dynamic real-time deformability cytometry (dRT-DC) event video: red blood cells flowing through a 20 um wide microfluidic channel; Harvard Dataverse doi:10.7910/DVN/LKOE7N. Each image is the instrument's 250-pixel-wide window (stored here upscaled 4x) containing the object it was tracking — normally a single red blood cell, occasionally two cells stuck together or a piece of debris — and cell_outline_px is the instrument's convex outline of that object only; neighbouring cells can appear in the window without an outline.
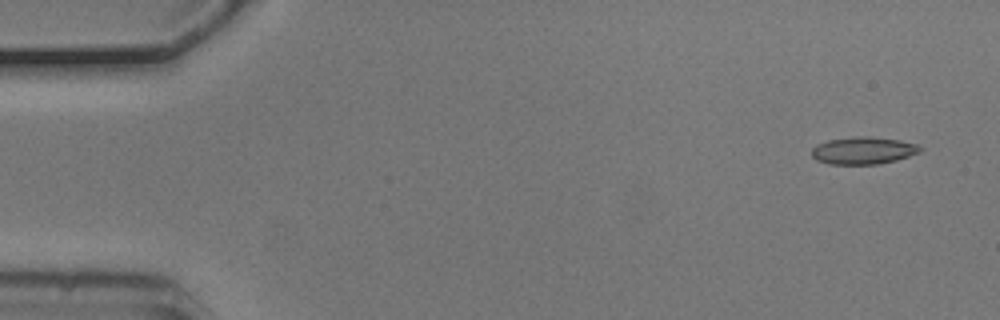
{"species": "common noctule bat (a hibernating species)", "species_latin": "Nyctalus noctula", "temperature_condition": "cold", "stored_images_in_passage": 7, "camera_frame_rate_fps": 3000, "um_per_image_px": 0.085, "animal": {"sex": "male", "body_mass_g": 20.5, "forearm_length_mm": 52.5}, "frame": {"image": 1, "passage_image": 1, "time_ms": 0.0, "image_size_px": [1000, 320], "cell_outline_px": [[924, 148], [920, 152], [896, 160], [876, 164], [828, 164], [816, 160], [812, 156], [812, 148], [816, 144], [828, 140], [856, 136], [868, 136], [900, 140], [916, 144]], "centroid_in_image_um": [73.36, 12.79], "position_along_channel_um": 11.6, "area_um2": 17.28}}
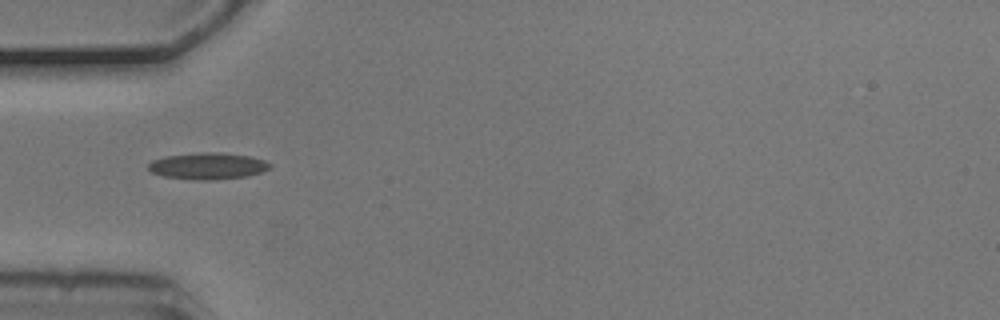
{"frame": {"image": 2, "passage_image": 5, "time_ms": 1.333, "image_size_px": [1000, 320], "cell_outline_px": [[272, 164], [268, 168], [260, 172], [244, 176], [208, 180], [196, 180], [164, 176], [152, 172], [148, 168], [148, 164], [152, 160], [164, 156], [200, 152], [220, 152], [248, 156], [264, 160]], "centroid_in_image_um": [17.62, 14.09], "position_along_channel_um": 67.4, "area_um2": 18.61}}